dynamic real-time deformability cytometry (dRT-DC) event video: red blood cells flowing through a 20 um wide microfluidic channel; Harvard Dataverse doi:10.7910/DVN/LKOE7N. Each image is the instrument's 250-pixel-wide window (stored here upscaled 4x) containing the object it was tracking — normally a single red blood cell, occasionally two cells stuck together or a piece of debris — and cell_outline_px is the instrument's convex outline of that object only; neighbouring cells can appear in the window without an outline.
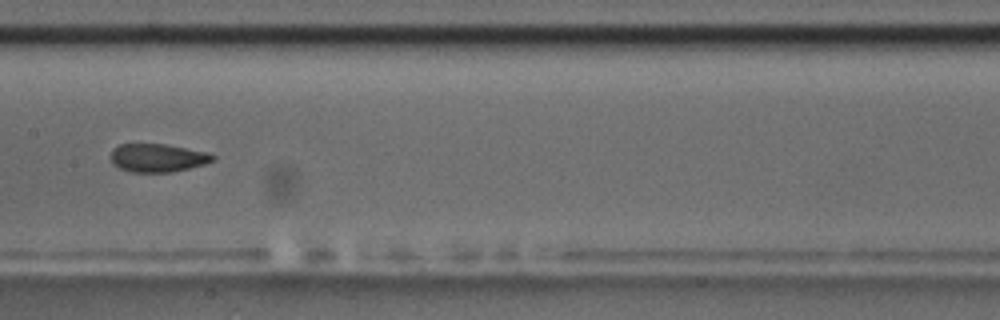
{"species": "common noctule bat (a hibernating species)", "species_latin": "Nyctalus noctula", "temperature_condition": "room temperature", "stored_images_in_passage": 14, "camera_frame_rate_fps": 3000, "um_per_image_px": 0.085, "animal": {"sex": "male", "body_mass_g": 17.5, "forearm_length_mm": 52.3}, "frame": {"image": 1, "passage_image": 7, "time_ms": 8.0, "image_size_px": [1000, 320], "cell_outline_px": [[216, 160], [204, 164], [172, 172], [132, 172], [120, 168], [112, 164], [112, 148], [120, 144], [164, 144], [208, 152], [216, 156]], "centroid_in_image_um": [13.42, 13.41], "position_along_channel_um": 194.0, "area_um2": 16.76}}